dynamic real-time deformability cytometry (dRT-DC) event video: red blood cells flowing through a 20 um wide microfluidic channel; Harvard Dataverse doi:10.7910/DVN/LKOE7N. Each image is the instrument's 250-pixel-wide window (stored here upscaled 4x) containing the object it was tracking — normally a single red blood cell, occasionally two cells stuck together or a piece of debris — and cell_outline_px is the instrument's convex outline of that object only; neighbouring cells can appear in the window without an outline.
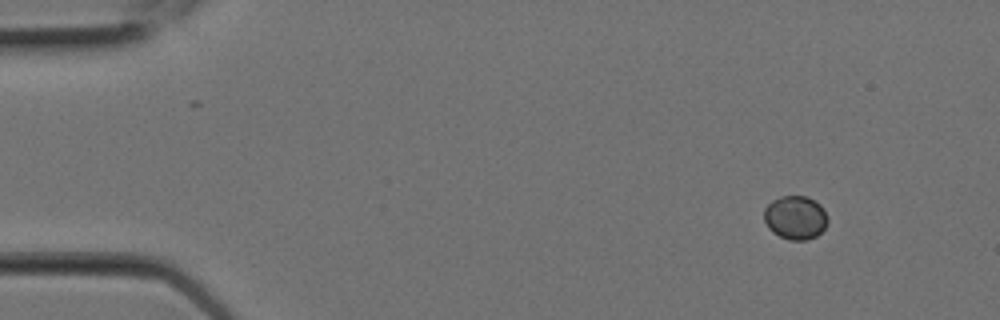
{"species": "Egyptian fruit bat (a non-hibernating species)", "species_latin": "Rousettus aegyptiacus", "temperature_condition": "room temperature", "stored_images_in_passage": 6, "camera_frame_rate_fps": 3000, "um_per_image_px": 0.085, "animal": {"sex": "female"}, "frame": {"image": 1, "passage_image": 1, "time_ms": 0.0, "image_size_px": [1000, 320], "cell_outline_px": [[828, 220], [824, 228], [816, 236], [808, 240], [788, 240], [772, 232], [768, 228], [764, 220], [764, 208], [772, 200], [780, 196], [808, 196], [820, 204]], "centroid_in_image_um": [67.58, 18.49], "position_along_channel_um": 17.4, "area_um2": 16.24}}
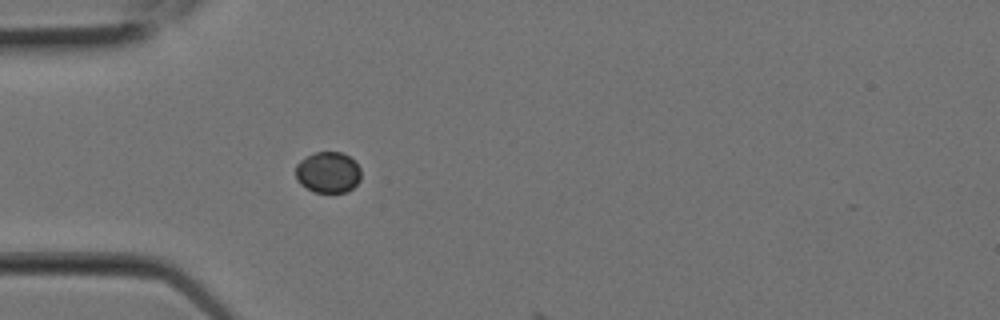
{"frame": {"image": 2, "passage_image": 5, "time_ms": 1.333, "image_size_px": [1000, 320], "cell_outline_px": [[360, 180], [348, 192], [312, 192], [300, 184], [296, 180], [296, 164], [300, 160], [316, 152], [340, 152], [348, 156], [360, 168]], "centroid_in_image_um": [27.86, 14.67], "position_along_channel_um": 57.1, "area_um2": 15.61}}